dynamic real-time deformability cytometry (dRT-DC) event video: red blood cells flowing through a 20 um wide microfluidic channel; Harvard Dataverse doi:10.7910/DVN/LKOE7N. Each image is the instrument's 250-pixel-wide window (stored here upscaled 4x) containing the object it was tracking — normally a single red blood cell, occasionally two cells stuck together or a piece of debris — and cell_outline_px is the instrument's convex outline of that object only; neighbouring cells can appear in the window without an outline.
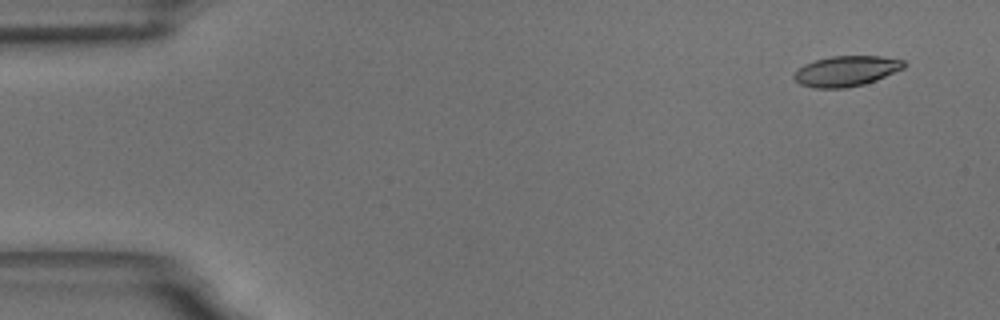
{"species": "common noctule bat (a hibernating species)", "species_latin": "Nyctalus noctula", "temperature_condition": "room temperature", "stored_images_in_passage": 4, "camera_frame_rate_fps": 3000, "um_per_image_px": 0.085, "animal": {"sex": "male", "body_mass_g": 18.8}, "frame": {"image": 1, "passage_image": 1, "time_ms": 0.0, "image_size_px": [1000, 320], "cell_outline_px": [[908, 64], [904, 68], [876, 80], [864, 84], [844, 88], [816, 88], [800, 84], [792, 76], [804, 64], [816, 60], [832, 56], [880, 56], [904, 60]], "centroid_in_image_um": [71.96, 6.04], "position_along_channel_um": 13.0, "area_um2": 19.36}}
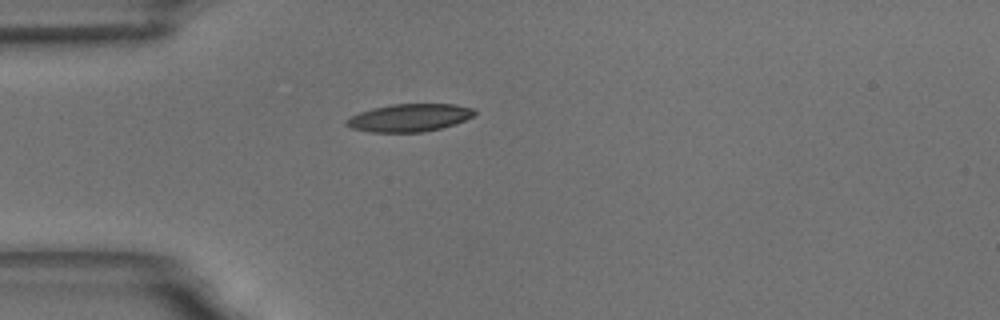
{"frame": {"image": 2, "passage_image": 4, "time_ms": 4.0, "image_size_px": [1000, 320], "cell_outline_px": [[476, 112], [472, 116], [464, 120], [440, 128], [420, 132], [372, 132], [352, 128], [344, 124], [344, 120], [360, 112], [372, 108], [392, 104], [456, 104], [472, 108]], "centroid_in_image_um": [34.76, 10.0], "position_along_channel_um": 50.2, "area_um2": 20.46}}